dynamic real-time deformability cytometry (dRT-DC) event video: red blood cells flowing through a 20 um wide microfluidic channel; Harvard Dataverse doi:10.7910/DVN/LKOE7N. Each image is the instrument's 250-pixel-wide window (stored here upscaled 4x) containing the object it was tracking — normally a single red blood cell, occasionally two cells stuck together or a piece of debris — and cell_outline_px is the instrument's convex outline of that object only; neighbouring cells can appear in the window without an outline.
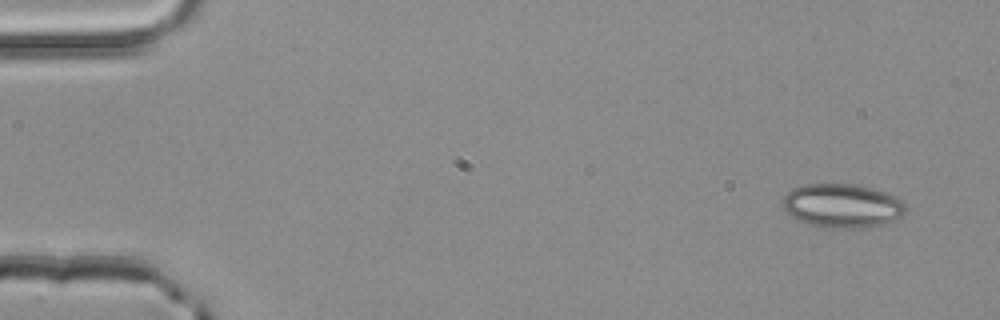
{"species": "common noctule bat (a hibernating species)", "species_latin": "Nyctalus noctula", "temperature_condition": "room temperature", "stored_images_in_passage": 3, "camera_frame_rate_fps": 3000, "um_per_image_px": 0.085, "animal": {"sex": "male", "body_mass_g": 20.4}, "frame": {"image": 1, "passage_image": 1, "time_ms": 0.0, "image_size_px": [1000, 320], "cell_outline_px": [[904, 216], [884, 224], [864, 228], [824, 228], [800, 220], [792, 216], [784, 208], [780, 200], [792, 188], [804, 184], [856, 184], [872, 188], [884, 192], [900, 200], [904, 204]], "centroid_in_image_um": [71.57, 17.49], "position_along_channel_um": 13.4, "area_um2": 31.39}}
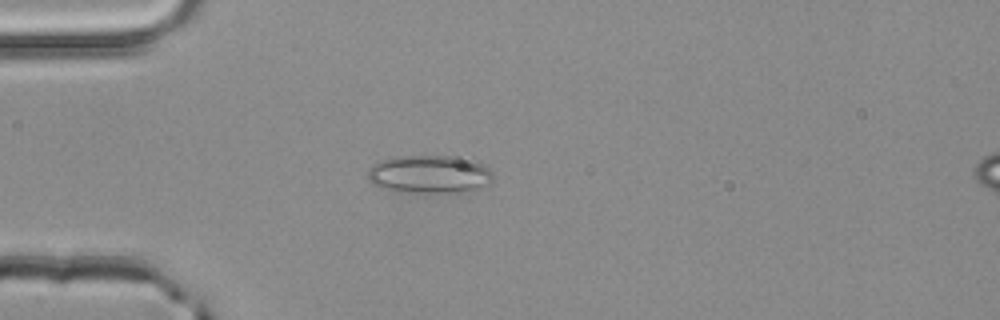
{"frame": {"image": 2, "passage_image": 3, "time_ms": 0.667, "image_size_px": [1000, 320], "cell_outline_px": [[492, 180], [476, 188], [460, 192], [392, 192], [372, 184], [368, 180], [368, 168], [380, 160], [396, 156], [452, 156], [480, 164], [488, 168], [492, 172]], "centroid_in_image_um": [36.39, 14.82], "position_along_channel_um": 48.6, "area_um2": 27.51}}